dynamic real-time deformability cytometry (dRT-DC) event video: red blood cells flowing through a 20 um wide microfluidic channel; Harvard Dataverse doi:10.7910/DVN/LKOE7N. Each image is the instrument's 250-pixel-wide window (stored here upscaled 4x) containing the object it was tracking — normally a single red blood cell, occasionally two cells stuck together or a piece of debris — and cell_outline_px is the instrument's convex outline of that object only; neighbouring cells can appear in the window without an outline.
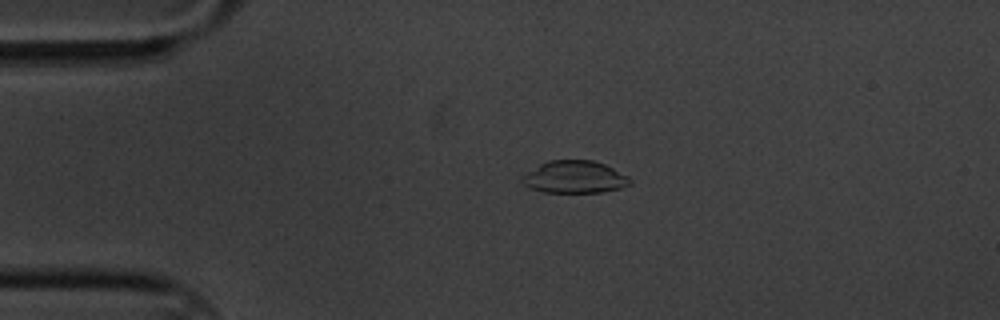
{"species": "common noctule bat (a hibernating species)", "species_latin": "Nyctalus noctula", "temperature_condition": "cold", "stored_images_in_passage": 48, "camera_frame_rate_fps": 3000, "um_per_image_px": 0.085, "animal": {"sex": "male", "body_mass_g": 20.1, "forearm_length_mm": 53.5}, "frame": {"image": 1, "passage_image": 2, "time_ms": 0.333, "image_size_px": [1000, 320], "cell_outline_px": [[632, 184], [620, 188], [600, 192], [544, 192], [532, 188], [524, 184], [520, 180], [520, 176], [524, 172], [548, 160], [592, 160], [604, 164], [628, 176], [632, 180]], "centroid_in_image_um": [48.81, 15.04], "position_along_channel_um": 36.2, "area_um2": 20.4}}
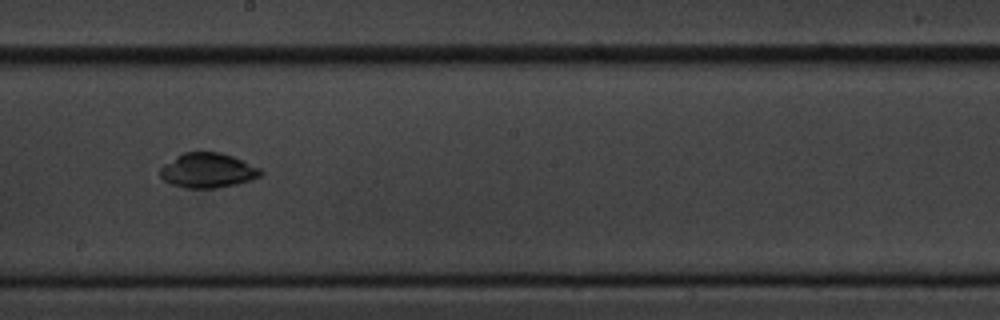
{"frame": {"image": 2, "passage_image": 22, "time_ms": 7.0, "image_size_px": [1000, 320], "cell_outline_px": [[264, 172], [260, 176], [252, 180], [236, 184], [216, 188], [188, 188], [172, 184], [164, 180], [160, 176], [160, 168], [164, 164], [176, 156], [184, 152], [220, 152], [244, 160], [260, 168]], "centroid_in_image_um": [17.68, 14.48], "position_along_channel_um": 230.5, "area_um2": 20.4}}
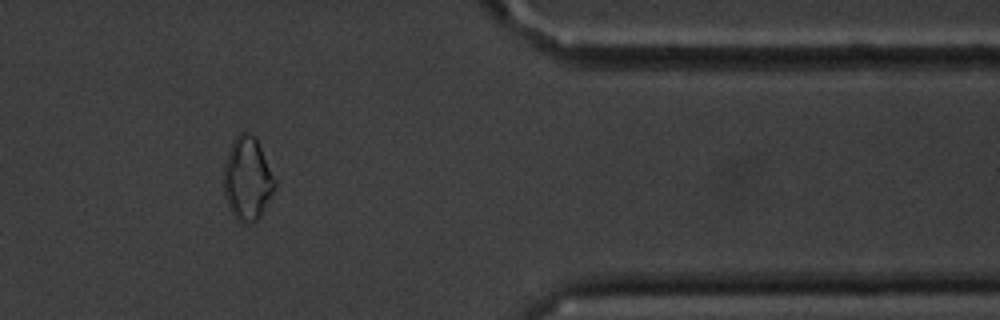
{"frame": {"image": 3, "passage_image": 38, "time_ms": 12.333, "image_size_px": [1000, 320], "cell_outline_px": [[276, 188], [260, 216], [256, 220], [248, 224], [236, 220], [224, 196], [224, 164], [232, 140], [240, 132], [244, 132], [252, 136], [256, 140], [276, 180]], "centroid_in_image_um": [21.02, 15.22], "position_along_channel_um": 390.4, "area_um2": 24.45}, "authors_computed_cell_mechanics": {"area_um2": 20.519, "velocity_mm_per_s": 3.3948, "shape_relaxation_time_tau1_ms": 7.3734, "shape_relaxation_time_tau2_ms": null, "deformation_change_tau1": 0.1354, "deformation_change_tau2": null}}